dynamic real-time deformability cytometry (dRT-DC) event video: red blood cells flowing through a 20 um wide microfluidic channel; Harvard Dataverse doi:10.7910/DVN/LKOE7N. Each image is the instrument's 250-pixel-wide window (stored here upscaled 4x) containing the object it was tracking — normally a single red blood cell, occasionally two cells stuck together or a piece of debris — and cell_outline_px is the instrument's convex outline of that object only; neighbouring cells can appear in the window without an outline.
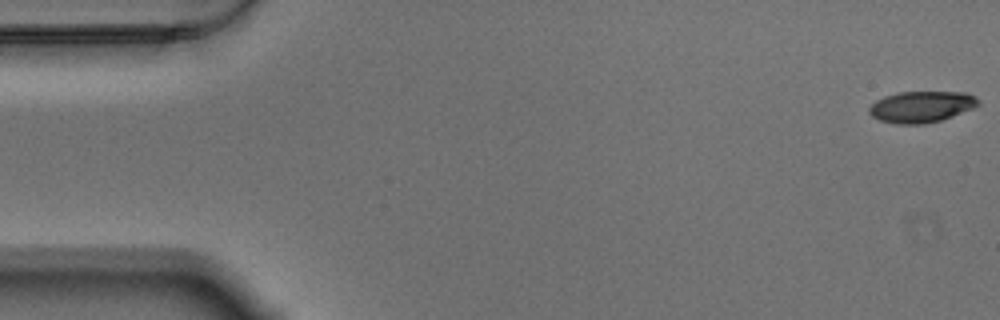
{"species": "Egyptian fruit bat (a non-hibernating species)", "species_latin": "Rousettus aegyptiacus", "temperature_condition": "warm", "stored_images_in_passage": 58, "camera_frame_rate_fps": 3000, "um_per_image_px": 0.085, "animal": {"sex": "male"}, "frame": {"image": 1, "passage_image": 1, "time_ms": 0.0, "image_size_px": [1000, 320], "cell_outline_px": [[980, 104], [972, 108], [952, 116], [940, 120], [924, 124], [896, 124], [880, 120], [872, 116], [868, 112], [868, 108], [876, 100], [884, 96], [896, 92], [968, 92], [976, 96], [980, 100]], "centroid_in_image_um": [78.32, 9.06], "position_along_channel_um": 6.7, "area_um2": 20.0}}
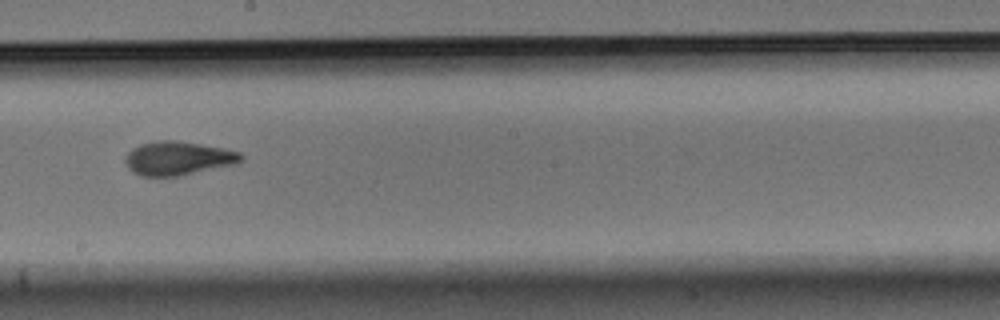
{"frame": {"image": 2, "passage_image": 32, "time_ms": 10.333, "image_size_px": [1000, 320], "cell_outline_px": [[244, 156], [240, 160], [232, 164], [176, 176], [140, 176], [132, 172], [128, 168], [124, 160], [128, 152], [132, 148], [140, 144], [156, 140], [176, 140], [224, 148], [240, 152]], "centroid_in_image_um": [15.06, 13.44], "position_along_channel_um": 233.1, "area_um2": 22.54}}
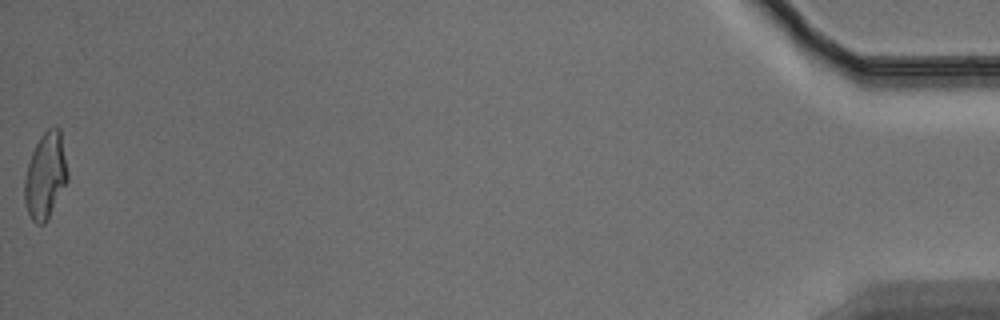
{"frame": {"image": 3, "passage_image": 58, "time_ms": 19.0, "image_size_px": [1000, 320], "cell_outline_px": [[68, 180], [44, 224], [36, 224], [32, 220], [28, 212], [24, 200], [24, 180], [28, 164], [32, 152], [40, 136], [48, 128], [56, 124], [60, 128], [68, 172]], "centroid_in_image_um": [3.87, 14.89], "position_along_channel_um": 431.3, "area_um2": 21.5}, "authors_computed_cell_mechanics": {"area_um2": 21.675, "velocity_mm_per_s": 3.4815, "shape_relaxation_time_tau1_ms": 7.9997, "shape_relaxation_time_tau2_ms": 1.9532, "deformation_change_tau1": 0.2226, "deformation_change_tau2": 0.0874}}